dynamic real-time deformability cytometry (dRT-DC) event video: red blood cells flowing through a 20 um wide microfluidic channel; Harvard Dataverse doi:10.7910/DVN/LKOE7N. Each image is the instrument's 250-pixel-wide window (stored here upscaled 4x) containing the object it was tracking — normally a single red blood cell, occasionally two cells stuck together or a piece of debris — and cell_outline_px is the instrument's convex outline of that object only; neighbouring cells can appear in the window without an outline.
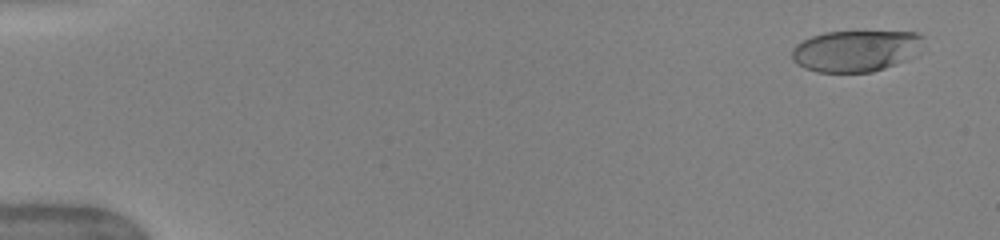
{"species": "human", "species_latin": "Homo sapiens", "temperature_condition": "warm", "stored_images_in_passage": 51, "camera_frame_rate_fps": 3000, "um_per_image_px": 0.085, "donor": {"sex": "female"}, "frame": {"image": 1, "passage_image": 3, "time_ms": 0.667, "image_size_px": [1000, 240], "cell_outline_px": [[924, 36], [904, 60], [884, 68], [872, 72], [816, 72], [804, 68], [796, 64], [792, 60], [792, 48], [796, 44], [812, 36], [824, 32], [916, 32]], "centroid_in_image_um": [72.59, 4.33], "position_along_channel_um": 12.4, "area_um2": 30.92}}
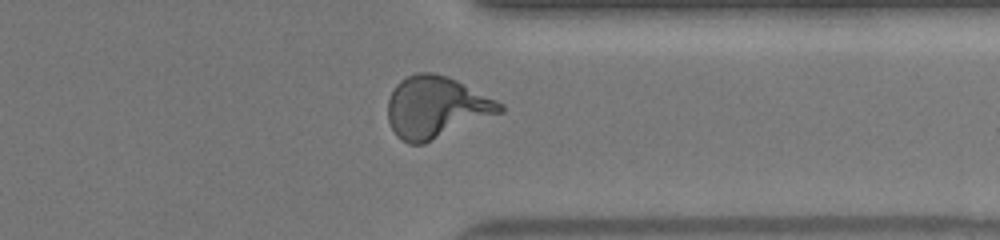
{"frame": {"image": 2, "passage_image": 41, "time_ms": 13.333, "image_size_px": [1000, 240], "cell_outline_px": [[504, 112], [424, 144], [408, 144], [400, 140], [396, 136], [388, 120], [388, 100], [396, 84], [400, 80], [416, 72], [432, 72], [448, 76], [504, 104]], "centroid_in_image_um": [37.07, 9.13], "position_along_channel_um": 374.3, "area_um2": 40.46}}
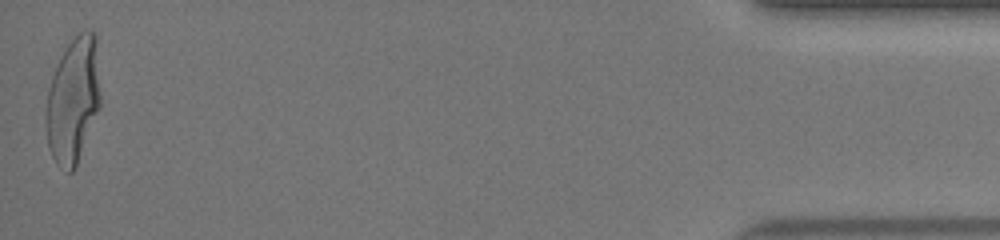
{"frame": {"image": 3, "passage_image": 51, "time_ms": 16.667, "image_size_px": [1000, 240], "cell_outline_px": [[100, 108], [76, 168], [72, 172], [68, 172], [56, 164], [52, 156], [48, 144], [48, 88], [56, 64], [60, 56], [68, 44], [80, 32], [88, 28], [96, 36], [100, 96]], "centroid_in_image_um": [6.25, 8.52], "position_along_channel_um": 428.9, "area_um2": 39.54}, "authors_computed_cell_mechanics": {"area_um2": 37.6278, "velocity_mm_per_s": 4.0293, "shape_relaxation_time_tau1_ms": 3.8869, "shape_relaxation_time_tau2_ms": null, "deformation_change_tau1": 0.2406, "deformation_change_tau2": null}}